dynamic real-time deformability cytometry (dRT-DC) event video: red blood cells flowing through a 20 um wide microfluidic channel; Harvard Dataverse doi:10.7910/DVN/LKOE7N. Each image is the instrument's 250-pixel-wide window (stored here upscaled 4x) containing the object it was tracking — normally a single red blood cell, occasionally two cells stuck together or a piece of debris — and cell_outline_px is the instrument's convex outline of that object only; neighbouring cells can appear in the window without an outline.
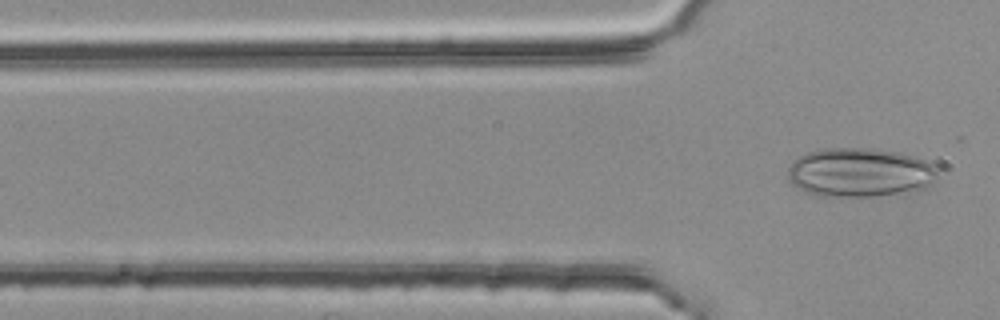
{"species": "common noctule bat (a hibernating species)", "species_latin": "Nyctalus noctula", "temperature_condition": "room temperature", "stored_images_in_passage": 4, "camera_frame_rate_fps": 3000, "um_per_image_px": 0.085, "animal": {"sex": "female", "body_mass_g": 25.1}, "frame": {"image": 1, "passage_image": 4, "time_ms": 1.0, "image_size_px": [1000, 320], "cell_outline_px": [[936, 176], [932, 184], [924, 188], [876, 196], [816, 196], [792, 184], [788, 180], [788, 168], [800, 156], [808, 152], [828, 148], [868, 148], [896, 152], [912, 156], [924, 160], [936, 168]], "centroid_in_image_um": [73.05, 14.66], "position_along_channel_um": 52.7, "area_um2": 42.25}}